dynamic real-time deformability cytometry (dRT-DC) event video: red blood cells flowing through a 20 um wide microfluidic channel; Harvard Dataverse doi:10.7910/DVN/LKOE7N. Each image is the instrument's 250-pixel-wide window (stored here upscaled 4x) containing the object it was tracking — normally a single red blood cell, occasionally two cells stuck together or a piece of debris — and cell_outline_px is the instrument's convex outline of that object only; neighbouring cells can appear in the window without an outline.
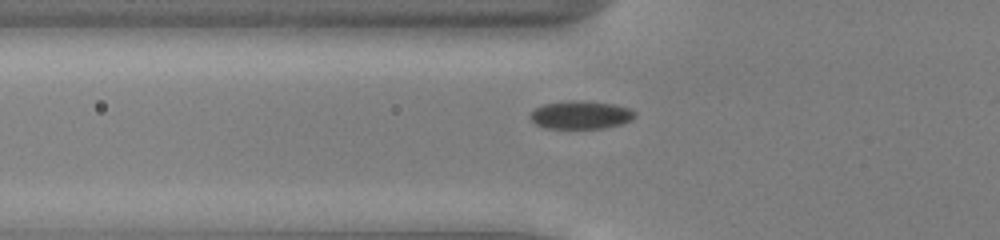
{"species": "common noctule bat (a hibernating species)", "species_latin": "Nyctalus noctula", "temperature_condition": "cold", "stored_images_in_passage": 41, "camera_frame_rate_fps": 3000, "um_per_image_px": 0.085, "animal": {"sex": "male", "body_mass_g": 13.0, "forearm_length_mm": 53.1}, "frame": {"image": 1, "passage_image": 7, "time_ms": 2.0, "image_size_px": [1000, 240], "cell_outline_px": [[636, 116], [632, 120], [620, 124], [600, 128], [544, 128], [536, 124], [528, 116], [536, 108], [544, 104], [572, 100], [576, 100], [616, 104], [628, 108], [636, 112]], "centroid_in_image_um": [49.37, 9.76], "position_along_channel_um": 76.4, "area_um2": 17.05}}
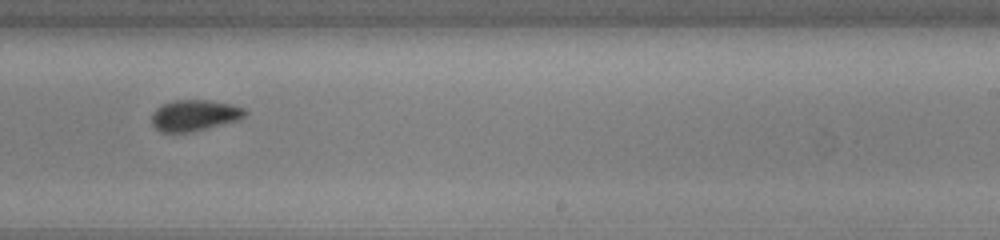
{"frame": {"image": 2, "passage_image": 22, "time_ms": 7.0, "image_size_px": [1000, 240], "cell_outline_px": [[248, 112], [240, 120], [188, 132], [160, 132], [152, 124], [152, 112], [160, 104], [172, 100], [208, 100], [232, 104], [244, 108]], "centroid_in_image_um": [16.52, 9.79], "position_along_channel_um": 272.5, "area_um2": 16.99}}
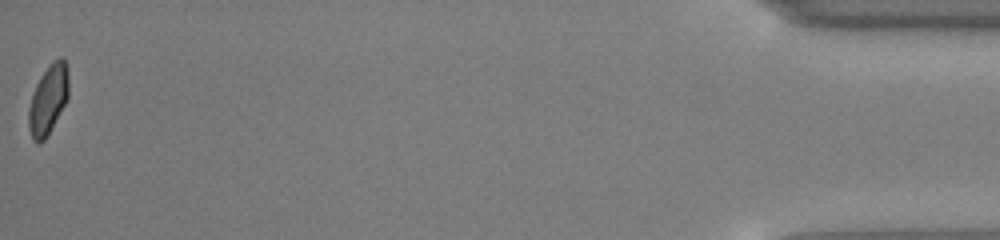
{"frame": {"image": 3, "passage_image": 41, "time_ms": 13.333, "image_size_px": [1000, 240], "cell_outline_px": [[68, 96], [64, 104], [44, 140], [36, 144], [32, 140], [28, 128], [28, 108], [32, 92], [40, 76], [52, 60], [60, 56], [64, 56], [68, 64]], "centroid_in_image_um": [4.08, 8.4], "position_along_channel_um": 431.1, "area_um2": 16.36}, "authors_computed_cell_mechanics": {"area_um2": 17.1088, "velocity_mm_per_s": 3.9241, "shape_relaxation_time_tau1_ms": 2.9565, "shape_relaxation_time_tau2_ms": null, "deformation_change_tau1": 0.0728, "deformation_change_tau2": null}}